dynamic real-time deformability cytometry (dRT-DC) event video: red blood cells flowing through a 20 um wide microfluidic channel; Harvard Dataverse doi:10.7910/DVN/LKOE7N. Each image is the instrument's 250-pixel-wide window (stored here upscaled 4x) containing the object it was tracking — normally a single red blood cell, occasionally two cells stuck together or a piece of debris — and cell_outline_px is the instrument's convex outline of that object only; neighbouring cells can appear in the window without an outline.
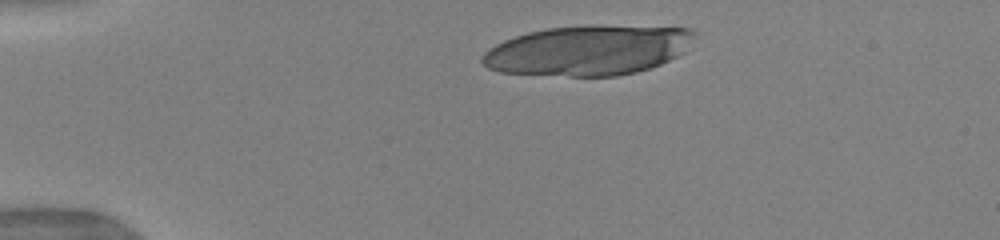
{"species": "human", "species_latin": "Homo sapiens", "temperature_condition": "warm", "stored_images_in_passage": 6, "camera_frame_rate_fps": 3000, "um_per_image_px": 0.085, "donor": {"sex": "female"}, "frame": {"image": 1, "passage_image": 3, "time_ms": 1.0, "image_size_px": [1000, 240], "cell_outline_px": [[700, 32], [684, 52], [660, 64], [636, 72], [616, 76], [568, 76], [500, 72], [488, 68], [480, 64], [480, 60], [484, 52], [488, 48], [504, 40], [528, 32], [548, 28], [692, 28]], "centroid_in_image_um": [49.95, 4.33], "position_along_channel_um": 35.1, "area_um2": 60.4}}